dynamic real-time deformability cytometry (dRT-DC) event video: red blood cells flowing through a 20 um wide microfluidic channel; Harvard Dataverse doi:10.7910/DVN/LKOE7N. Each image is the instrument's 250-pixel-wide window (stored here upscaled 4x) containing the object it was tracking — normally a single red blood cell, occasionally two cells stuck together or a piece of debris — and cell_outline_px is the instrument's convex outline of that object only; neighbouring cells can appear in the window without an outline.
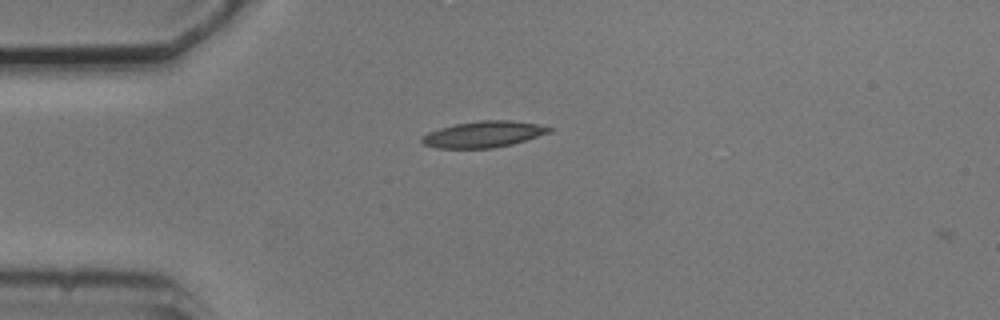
{"species": "common noctule bat (a hibernating species)", "species_latin": "Nyctalus noctula", "temperature_condition": "cold", "stored_images_in_passage": 2, "camera_frame_rate_fps": 3000, "um_per_image_px": 0.085, "animal": {"sex": "male", "body_mass_g": 20.5, "forearm_length_mm": 52.5}, "frame": {"image": 1, "passage_image": 1, "time_ms": 0.0, "image_size_px": [1000, 320], "cell_outline_px": [[552, 132], [512, 144], [492, 148], [436, 148], [424, 144], [420, 140], [420, 136], [428, 132], [440, 128], [456, 124], [480, 120], [512, 120], [536, 124], [552, 128]], "centroid_in_image_um": [41.07, 11.41], "position_along_channel_um": 43.9, "area_um2": 19.42}}